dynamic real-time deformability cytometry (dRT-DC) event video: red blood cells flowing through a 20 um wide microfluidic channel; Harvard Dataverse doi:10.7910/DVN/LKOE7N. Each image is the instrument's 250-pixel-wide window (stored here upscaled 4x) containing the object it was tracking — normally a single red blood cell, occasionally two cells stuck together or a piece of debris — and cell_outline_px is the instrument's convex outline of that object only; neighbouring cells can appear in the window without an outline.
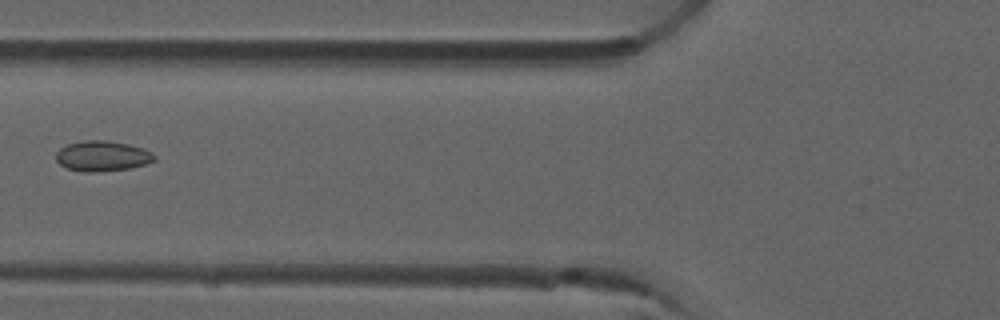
{"species": "common noctule bat (a hibernating species)", "species_latin": "Nyctalus noctula", "temperature_condition": "room temperature", "stored_images_in_passage": 8, "camera_frame_rate_fps": 3000, "um_per_image_px": 0.085, "animal": {"sex": "male", "forearm_length_mm": 52.5}, "frame": {"image": 1, "passage_image": 6, "time_ms": 1.667, "image_size_px": [1000, 320], "cell_outline_px": [[156, 160], [144, 164], [128, 168], [100, 172], [80, 172], [68, 168], [60, 164], [56, 160], [56, 152], [60, 148], [68, 144], [84, 140], [104, 140], [128, 144], [144, 148], [152, 152], [156, 156]], "centroid_in_image_um": [8.7, 13.26], "position_along_channel_um": 117.1, "area_um2": 17.46}}
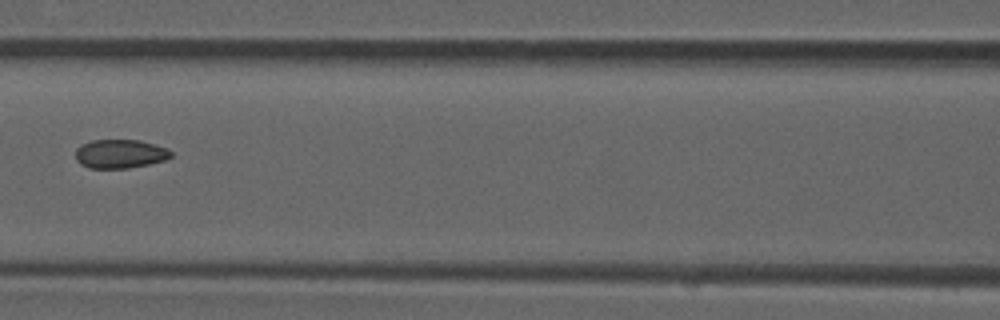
{"frame": {"image": 2, "passage_image": 7, "time_ms": 2.0, "image_size_px": [1000, 320], "cell_outline_px": [[172, 156], [164, 160], [148, 164], [128, 168], [88, 168], [80, 164], [76, 160], [76, 148], [80, 144], [92, 140], [140, 140], [168, 148], [172, 152]], "centroid_in_image_um": [10.19, 13.07], "position_along_channel_um": 156.4, "area_um2": 16.13}}
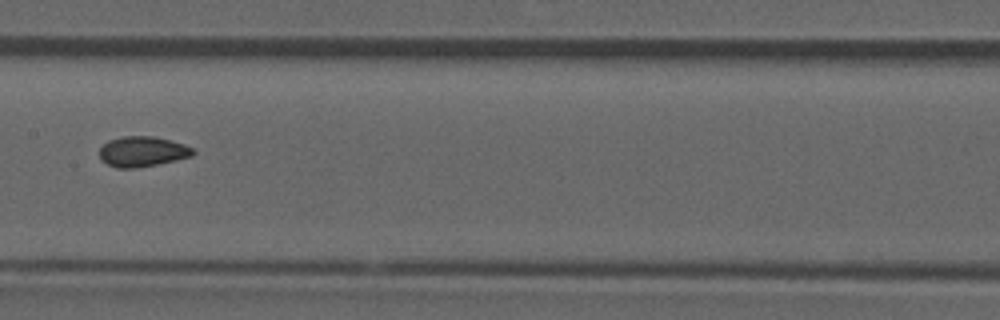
{"frame": {"image": 3, "passage_image": 8, "time_ms": 2.333, "image_size_px": [1000, 320], "cell_outline_px": [[196, 152], [192, 156], [176, 160], [136, 168], [116, 168], [100, 160], [100, 148], [108, 140], [124, 136], [152, 136], [184, 144], [192, 148]], "centroid_in_image_um": [12.09, 12.88], "position_along_channel_um": 195.3, "area_um2": 16.42}}